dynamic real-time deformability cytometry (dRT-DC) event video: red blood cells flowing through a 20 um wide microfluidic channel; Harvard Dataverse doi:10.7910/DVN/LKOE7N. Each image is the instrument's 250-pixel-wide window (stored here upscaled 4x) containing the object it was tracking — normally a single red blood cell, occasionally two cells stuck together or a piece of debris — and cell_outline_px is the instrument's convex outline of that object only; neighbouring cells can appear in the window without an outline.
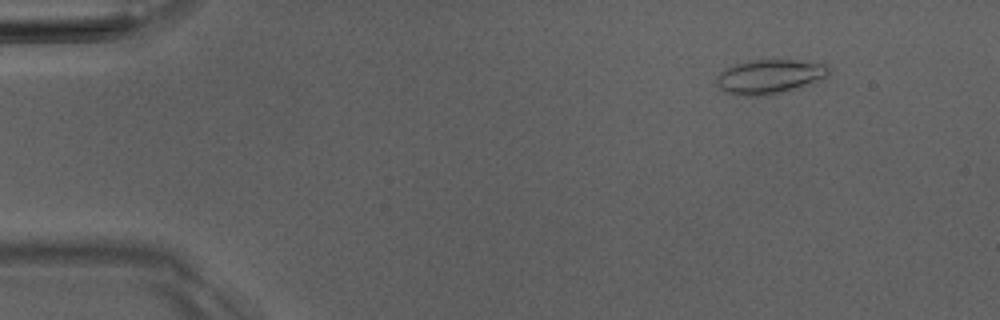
{"species": "Egyptian fruit bat (a non-hibernating species)", "species_latin": "Rousettus aegyptiacus", "temperature_condition": "room temperature", "stored_images_in_passage": 6, "camera_frame_rate_fps": 3000, "um_per_image_px": 0.085, "animal": {"sex": "male"}, "frame": {"image": 1, "passage_image": 1, "time_ms": 0.0, "image_size_px": [1000, 320], "cell_outline_px": [[832, 68], [828, 76], [812, 84], [800, 88], [772, 96], [736, 96], [720, 88], [716, 84], [716, 80], [720, 72], [724, 68], [736, 64], [756, 60], [792, 60], [824, 64]], "centroid_in_image_um": [65.45, 6.54], "position_along_channel_um": 19.6, "area_um2": 22.83}}